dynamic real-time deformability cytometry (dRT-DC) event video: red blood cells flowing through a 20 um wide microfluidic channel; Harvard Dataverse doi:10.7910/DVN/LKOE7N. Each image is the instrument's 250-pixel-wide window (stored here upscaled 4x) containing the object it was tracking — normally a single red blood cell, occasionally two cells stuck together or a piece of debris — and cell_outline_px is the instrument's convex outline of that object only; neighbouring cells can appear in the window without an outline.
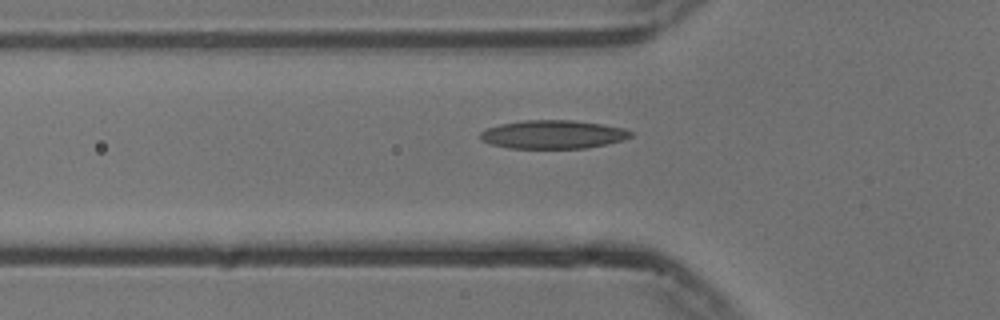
{"species": "common noctule bat (a hibernating species)", "species_latin": "Nyctalus noctula", "temperature_condition": "cold", "stored_images_in_passage": 38, "camera_frame_rate_fps": 3000, "um_per_image_px": 0.085, "animal": {"sex": "male", "body_mass_g": 13.3}, "frame": {"image": 1, "passage_image": 2, "time_ms": 0.333, "image_size_px": [1000, 320], "cell_outline_px": [[632, 136], [624, 140], [584, 148], [508, 148], [488, 144], [480, 140], [480, 132], [488, 128], [500, 124], [524, 120], [572, 120], [604, 124], [624, 128], [632, 132]], "centroid_in_image_um": [46.98, 11.42], "position_along_channel_um": 78.8, "area_um2": 25.03}}
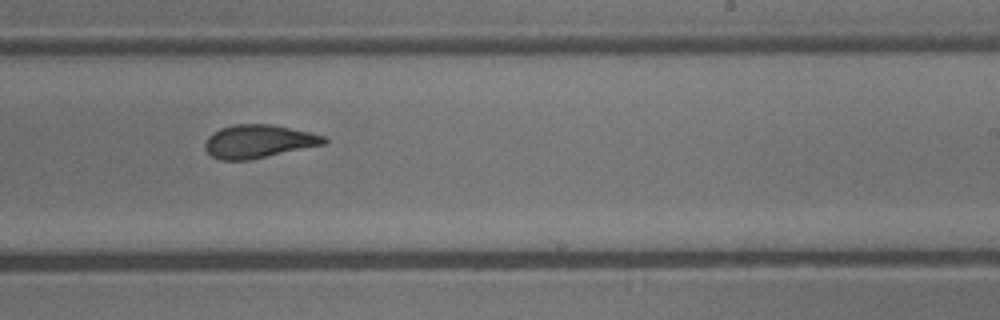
{"frame": {"image": 2, "passage_image": 17, "time_ms": 5.333, "image_size_px": [1000, 320], "cell_outline_px": [[328, 144], [248, 160], [220, 160], [212, 156], [204, 148], [204, 144], [208, 136], [212, 132], [220, 128], [232, 124], [272, 124], [312, 132], [328, 136]], "centroid_in_image_um": [22.02, 12.01], "position_along_channel_um": 267.0, "area_um2": 23.47}}
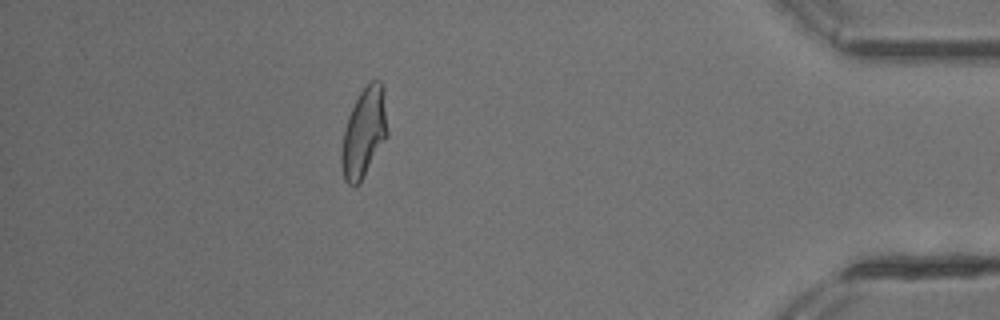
{"frame": {"image": 3, "passage_image": 32, "time_ms": 10.333, "image_size_px": [1000, 320], "cell_outline_px": [[388, 132], [384, 140], [360, 184], [352, 188], [344, 180], [340, 164], [340, 152], [344, 128], [348, 116], [360, 92], [368, 80], [380, 80], [384, 88]], "centroid_in_image_um": [30.91, 11.28], "position_along_channel_um": 404.3, "area_um2": 24.28}, "authors_computed_cell_mechanics": {"area_um2": 23.7269, "velocity_mm_per_s": 3.7494, "shape_relaxation_time_tau1_ms": 6.6027, "shape_relaxation_time_tau2_ms": 1.8363, "deformation_change_tau1": 0.1891, "deformation_change_tau2": 0.0876}}